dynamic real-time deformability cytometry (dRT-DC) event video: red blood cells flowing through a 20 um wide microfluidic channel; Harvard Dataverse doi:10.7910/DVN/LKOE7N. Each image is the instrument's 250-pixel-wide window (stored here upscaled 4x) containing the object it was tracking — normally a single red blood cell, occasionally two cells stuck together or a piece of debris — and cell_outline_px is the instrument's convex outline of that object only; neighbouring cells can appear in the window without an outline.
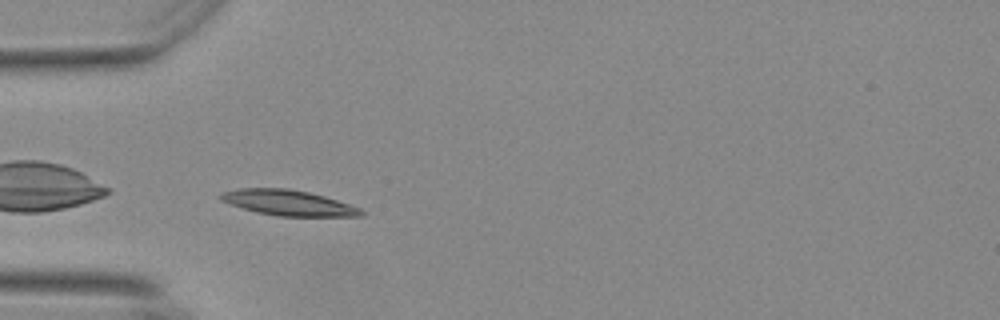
{"species": "Egyptian fruit bat (a non-hibernating species)", "species_latin": "Rousettus aegyptiacus", "temperature_condition": "warm", "stored_images_in_passage": 14, "camera_frame_rate_fps": 3000, "um_per_image_px": 0.085, "animal": {"sex": "female"}, "frame": {"image": 1, "passage_image": 1, "time_ms": 0.0, "image_size_px": [1000, 320], "cell_outline_px": [[364, 216], [276, 216], [256, 212], [220, 200], [216, 196], [220, 192], [240, 188], [288, 188], [308, 192], [324, 196], [360, 208], [364, 212]], "centroid_in_image_um": [24.46, 17.23], "position_along_channel_um": 60.5, "area_um2": 20.81}}
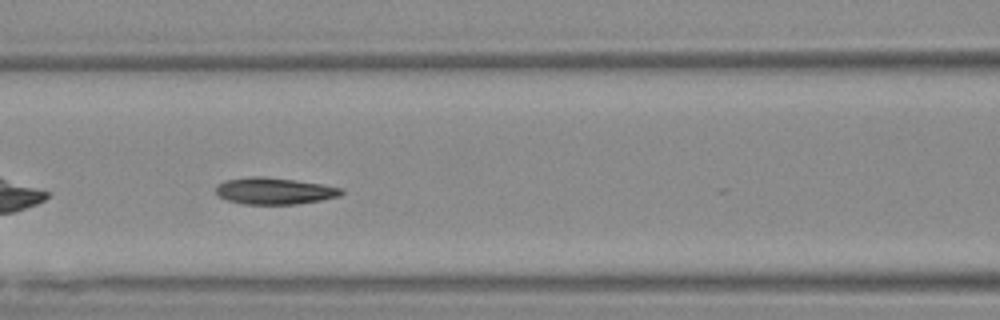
{"frame": {"image": 2, "passage_image": 8, "time_ms": 2.333, "image_size_px": [1000, 320], "cell_outline_px": [[344, 192], [340, 196], [320, 200], [296, 204], [244, 204], [228, 200], [220, 196], [216, 192], [216, 188], [224, 180], [252, 176], [264, 176], [320, 184], [340, 188]], "centroid_in_image_um": [23.31, 16.23], "position_along_channel_um": 143.3, "area_um2": 19.19}}
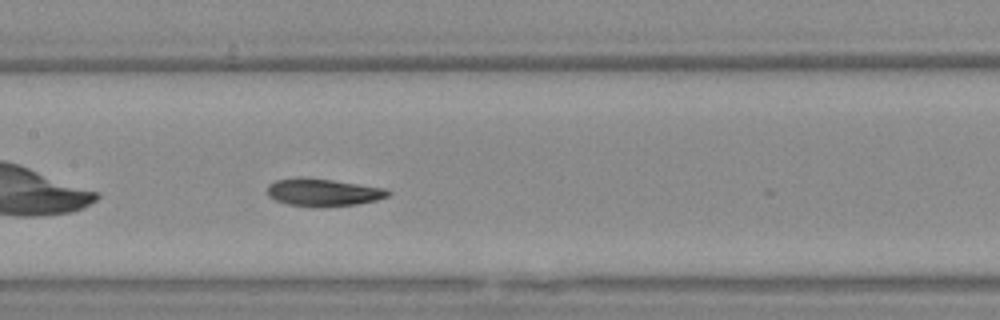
{"frame": {"image": 3, "passage_image": 11, "time_ms": 3.333, "image_size_px": [1000, 320], "cell_outline_px": [[392, 192], [388, 196], [376, 200], [356, 204], [324, 208], [316, 208], [288, 204], [276, 200], [268, 196], [268, 184], [276, 180], [332, 180], [388, 188]], "centroid_in_image_um": [27.55, 16.4], "position_along_channel_um": 179.8, "area_um2": 18.96}}